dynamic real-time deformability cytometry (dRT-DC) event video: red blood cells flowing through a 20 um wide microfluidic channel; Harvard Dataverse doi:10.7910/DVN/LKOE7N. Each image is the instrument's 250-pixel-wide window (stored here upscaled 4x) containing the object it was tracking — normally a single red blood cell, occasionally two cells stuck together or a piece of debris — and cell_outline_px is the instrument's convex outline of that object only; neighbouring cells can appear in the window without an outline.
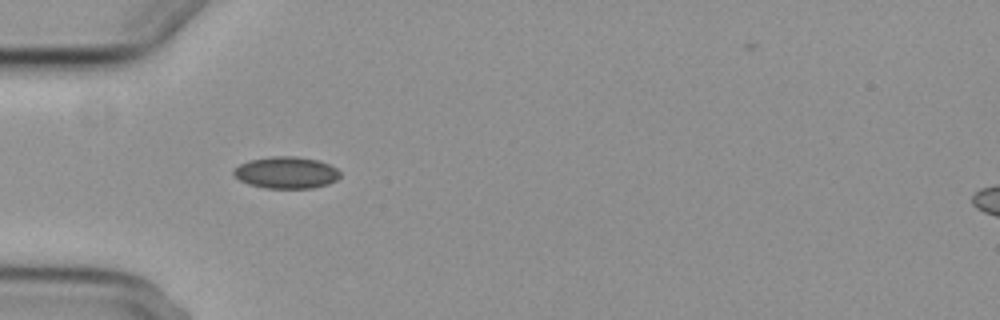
{"species": "common noctule bat (a hibernating species)", "species_latin": "Nyctalus noctula", "temperature_condition": "cold", "stored_images_in_passage": 5, "camera_frame_rate_fps": 3000, "um_per_image_px": 0.085, "animal": {"sex": "female", "body_mass_g": 29.2, "forearm_length_mm": 56.3}, "frame": {"image": 1, "passage_image": 4, "time_ms": 5.0, "image_size_px": [1000, 320], "cell_outline_px": [[340, 176], [336, 180], [328, 184], [312, 188], [264, 188], [248, 184], [240, 180], [232, 172], [240, 164], [248, 160], [272, 156], [296, 156], [316, 160], [328, 164], [336, 168], [340, 172]], "centroid_in_image_um": [24.33, 14.67], "position_along_channel_um": 60.7, "area_um2": 19.65}}
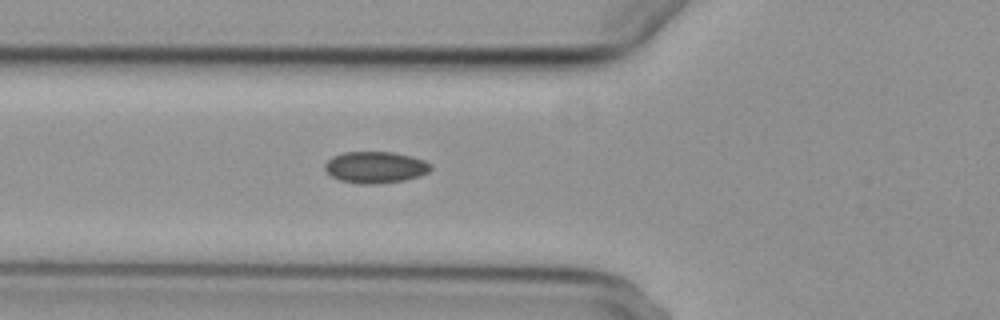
{"frame": {"image": 2, "passage_image": 5, "time_ms": 6.0, "image_size_px": [1000, 320], "cell_outline_px": [[432, 168], [428, 172], [420, 176], [404, 180], [376, 184], [356, 184], [340, 180], [332, 176], [324, 168], [324, 164], [332, 156], [344, 152], [392, 152], [412, 156], [424, 160]], "centroid_in_image_um": [31.89, 14.22], "position_along_channel_um": 93.9, "area_um2": 19.48}}